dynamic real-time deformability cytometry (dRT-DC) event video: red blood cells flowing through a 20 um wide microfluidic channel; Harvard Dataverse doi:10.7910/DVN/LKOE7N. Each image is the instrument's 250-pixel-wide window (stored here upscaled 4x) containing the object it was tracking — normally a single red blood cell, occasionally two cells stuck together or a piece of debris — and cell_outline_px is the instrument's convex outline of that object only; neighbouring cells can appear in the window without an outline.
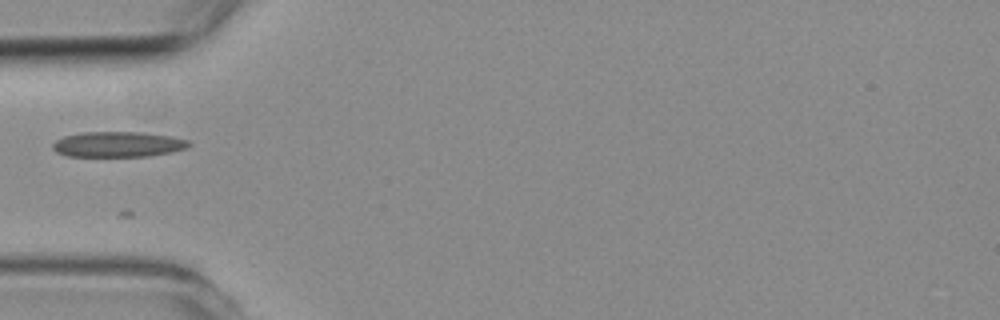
{"species": "common noctule bat (a hibernating species)", "species_latin": "Nyctalus noctula", "temperature_condition": "room temperature", "stored_images_in_passage": 1, "camera_frame_rate_fps": 3000, "um_per_image_px": 0.085, "animal": {"sex": "female", "body_mass_g": 19.3, "forearm_length_mm": 54.1}, "frame": {"image": 1, "passage_image": 1, "time_ms": 0.0, "image_size_px": [1000, 320], "cell_outline_px": [[192, 144], [188, 148], [172, 152], [148, 156], [64, 156], [56, 152], [52, 148], [52, 144], [56, 140], [64, 136], [84, 132], [140, 132], [172, 136], [188, 140]], "centroid_in_image_um": [10.04, 12.27], "position_along_channel_um": 75.0, "area_um2": 20.29}}